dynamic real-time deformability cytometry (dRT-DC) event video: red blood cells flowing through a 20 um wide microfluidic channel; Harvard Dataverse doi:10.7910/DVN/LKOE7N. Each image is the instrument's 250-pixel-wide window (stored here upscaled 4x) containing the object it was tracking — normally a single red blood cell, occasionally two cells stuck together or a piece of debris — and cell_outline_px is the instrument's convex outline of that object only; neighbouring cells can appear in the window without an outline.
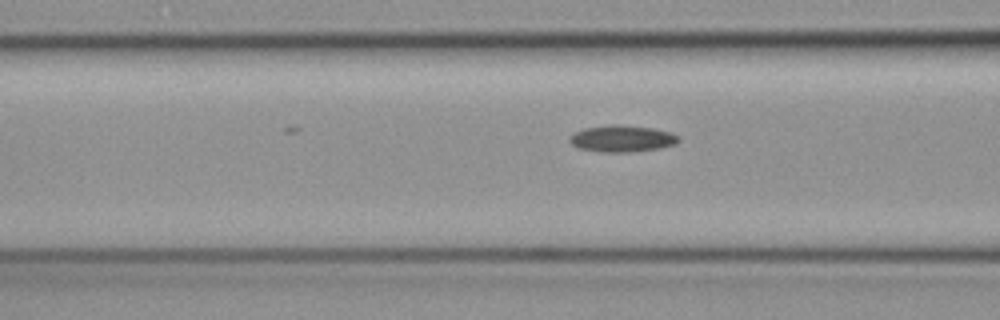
{"species": "common noctule bat (a hibernating species)", "species_latin": "Nyctalus noctula", "temperature_condition": "cold", "stored_images_in_passage": 27, "camera_frame_rate_fps": 3000, "um_per_image_px": 0.085, "animal": {"sex": "female", "body_mass_g": 19.3, "forearm_length_mm": 54.1}, "frame": {"image": 1, "passage_image": 4, "time_ms": 1.0, "image_size_px": [1000, 320], "cell_outline_px": [[680, 140], [676, 144], [660, 148], [636, 152], [604, 152], [580, 148], [572, 144], [568, 140], [568, 136], [572, 132], [584, 128], [612, 124], [620, 124], [652, 128], [672, 132], [680, 136]], "centroid_in_image_um": [52.89, 11.77], "position_along_channel_um": 113.7, "area_um2": 17.22}}
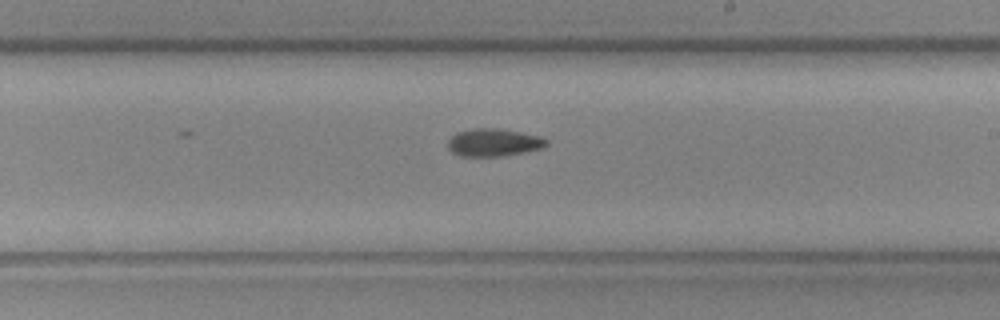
{"frame": {"image": 2, "passage_image": 15, "time_ms": 4.667, "image_size_px": [1000, 320], "cell_outline_px": [[548, 144], [544, 148], [524, 152], [500, 156], [460, 156], [452, 152], [448, 148], [448, 140], [456, 132], [472, 128], [496, 128], [520, 132], [540, 136], [548, 140]], "centroid_in_image_um": [41.96, 12.11], "position_along_channel_um": 247.0, "area_um2": 15.95}}
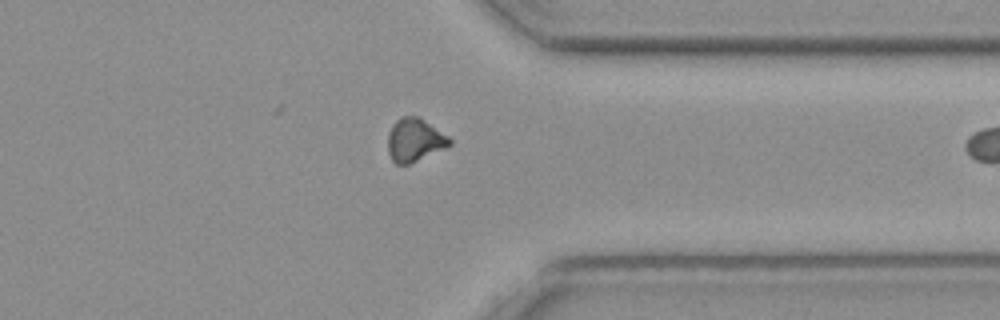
{"frame": {"image": 3, "passage_image": 26, "time_ms": 8.333, "image_size_px": [1000, 320], "cell_outline_px": [[452, 144], [408, 164], [396, 164], [392, 160], [388, 152], [388, 132], [392, 124], [400, 116], [420, 116], [448, 136], [452, 140]], "centroid_in_image_um": [35.22, 11.86], "position_along_channel_um": 376.2, "area_um2": 15.49}}